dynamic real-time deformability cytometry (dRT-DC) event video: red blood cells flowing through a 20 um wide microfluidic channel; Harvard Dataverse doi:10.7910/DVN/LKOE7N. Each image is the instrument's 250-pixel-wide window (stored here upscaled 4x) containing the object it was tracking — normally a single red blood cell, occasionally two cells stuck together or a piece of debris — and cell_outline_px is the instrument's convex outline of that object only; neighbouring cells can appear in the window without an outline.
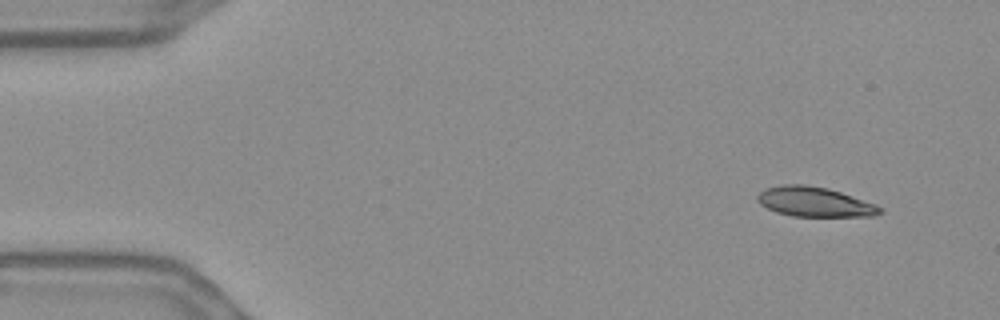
{"species": "Egyptian fruit bat (a non-hibernating species)", "species_latin": "Rousettus aegyptiacus", "temperature_condition": "warm", "stored_images_in_passage": 52, "camera_frame_rate_fps": 3000, "um_per_image_px": 0.085, "frame": {"image": 1, "passage_image": 1, "time_ms": 0.0, "image_size_px": [1000, 320], "cell_outline_px": [[884, 212], [876, 216], [792, 216], [776, 212], [760, 204], [756, 200], [756, 196], [764, 188], [780, 184], [804, 184], [828, 188], [876, 204], [884, 208]], "centroid_in_image_um": [69.24, 17.15], "position_along_channel_um": 15.8, "area_um2": 21.44}}
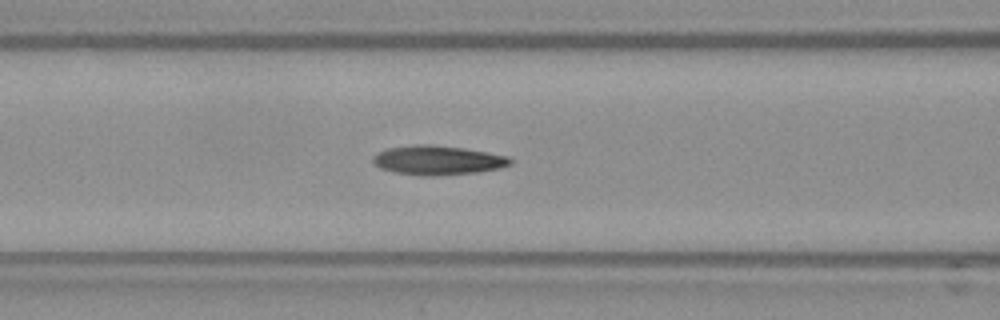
{"frame": {"image": 2, "passage_image": 19, "time_ms": 6.0, "image_size_px": [1000, 320], "cell_outline_px": [[512, 164], [500, 168], [476, 172], [432, 176], [424, 176], [396, 172], [380, 168], [372, 164], [372, 156], [376, 152], [388, 148], [412, 144], [432, 144], [464, 148], [488, 152], [508, 156], [512, 160]], "centroid_in_image_um": [37.17, 13.6], "position_along_channel_um": 129.4, "area_um2": 23.64}}
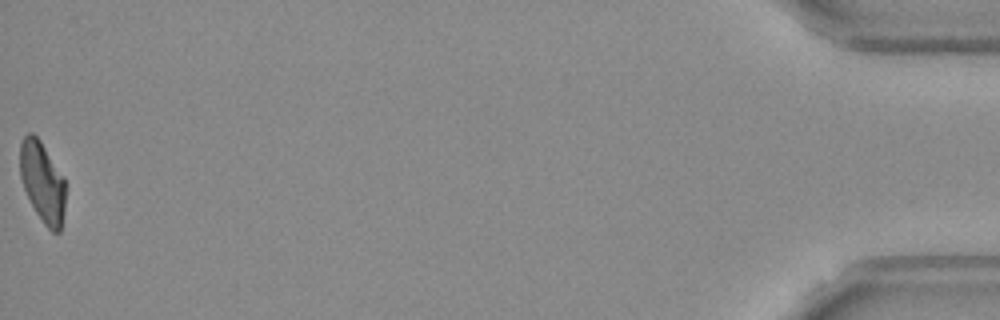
{"frame": {"image": 3, "passage_image": 52, "time_ms": 17.0, "image_size_px": [1000, 320], "cell_outline_px": [[64, 208], [60, 232], [52, 232], [44, 224], [36, 212], [24, 188], [20, 176], [20, 140], [28, 132], [32, 132], [40, 140], [64, 176]], "centroid_in_image_um": [3.59, 15.43], "position_along_channel_um": 431.6, "area_um2": 21.21}, "authors_computed_cell_mechanics": {"area_um2": 22.6287, "velocity_mm_per_s": 3.6639, "shape_relaxation_time_tau1_ms": 4.6074, "shape_relaxation_time_tau2_ms": 2.9761, "deformation_change_tau1": 0.195, "deformation_change_tau2": 0.1162}}